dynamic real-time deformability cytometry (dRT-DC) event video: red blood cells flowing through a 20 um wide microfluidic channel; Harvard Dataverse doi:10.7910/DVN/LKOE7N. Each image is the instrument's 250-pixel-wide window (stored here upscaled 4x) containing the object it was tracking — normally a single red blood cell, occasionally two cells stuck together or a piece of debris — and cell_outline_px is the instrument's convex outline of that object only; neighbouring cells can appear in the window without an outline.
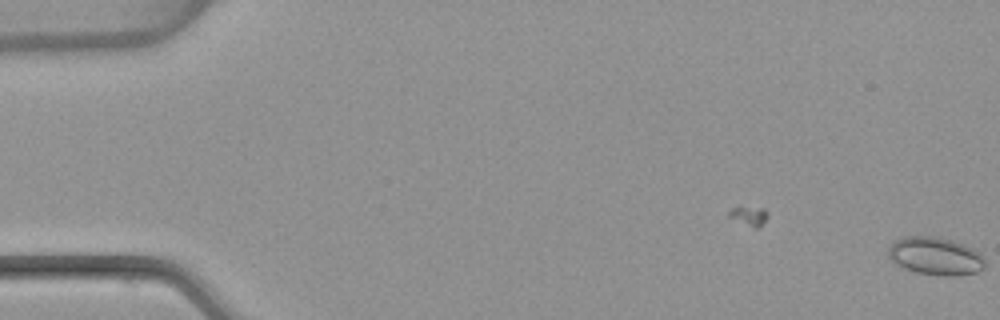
{"species": "common noctule bat (a hibernating species)", "species_latin": "Nyctalus noctula", "temperature_condition": "warm", "stored_images_in_passage": 5, "camera_frame_rate_fps": 3000, "um_per_image_px": 0.085, "animal": {"sex": "female", "body_mass_g": 22.7, "forearm_length_mm": 54.2}, "frame": {"image": 1, "passage_image": 5, "time_ms": 1.333, "image_size_px": [1000, 320], "cell_outline_px": [[984, 268], [976, 272], [952, 276], [940, 276], [916, 272], [904, 268], [896, 264], [888, 256], [888, 248], [896, 240], [904, 236], [940, 236], [964, 244], [980, 252], [984, 260]], "centroid_in_image_um": [79.51, 21.76], "position_along_channel_um": 5.5, "area_um2": 21.44}}